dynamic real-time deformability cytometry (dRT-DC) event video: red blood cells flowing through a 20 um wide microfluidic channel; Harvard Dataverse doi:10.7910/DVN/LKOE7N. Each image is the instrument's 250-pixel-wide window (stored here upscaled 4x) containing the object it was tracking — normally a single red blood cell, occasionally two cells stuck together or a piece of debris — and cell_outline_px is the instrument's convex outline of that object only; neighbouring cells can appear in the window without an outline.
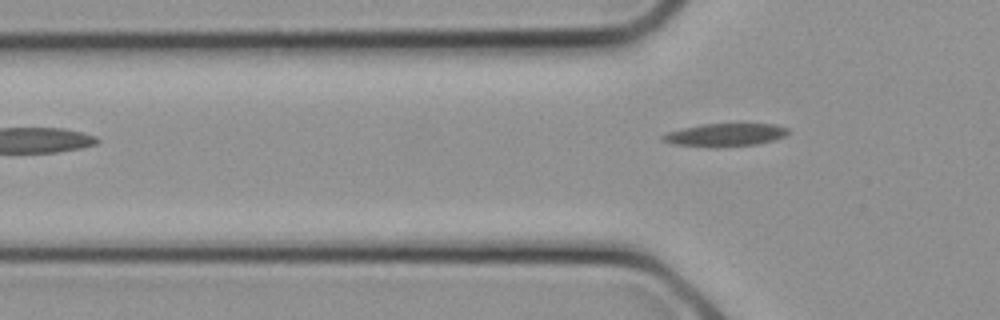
{"species": "common noctule bat (a hibernating species)", "species_latin": "Nyctalus noctula", "temperature_condition": "cold", "stored_images_in_passage": 6, "camera_frame_rate_fps": 3000, "um_per_image_px": 0.085, "animal": {"sex": "female", "body_mass_g": 21.9}, "frame": {"image": 1, "passage_image": 6, "time_ms": 1.667, "image_size_px": [1000, 320], "cell_outline_px": [[788, 132], [784, 136], [776, 140], [756, 144], [716, 148], [708, 148], [672, 144], [660, 140], [660, 136], [664, 132], [704, 124], [776, 124], [788, 128]], "centroid_in_image_um": [61.57, 11.48], "position_along_channel_um": 64.2, "area_um2": 17.11}}